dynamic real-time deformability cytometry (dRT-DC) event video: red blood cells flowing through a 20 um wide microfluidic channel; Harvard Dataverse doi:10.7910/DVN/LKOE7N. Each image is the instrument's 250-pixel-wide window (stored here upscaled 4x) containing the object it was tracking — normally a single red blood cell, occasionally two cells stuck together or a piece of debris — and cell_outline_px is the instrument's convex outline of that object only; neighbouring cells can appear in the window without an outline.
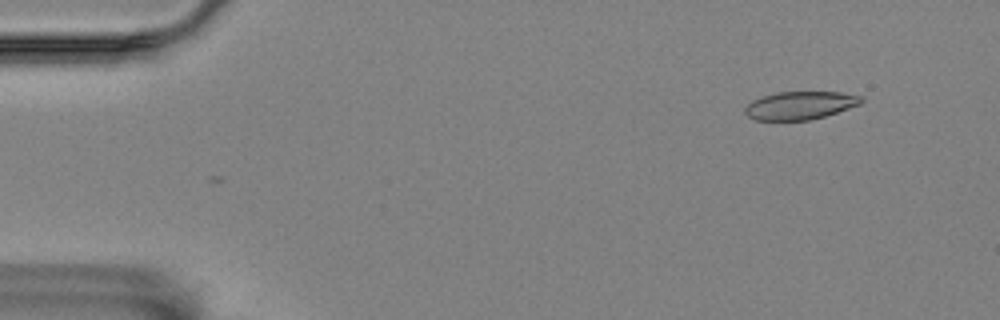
{"species": "Egyptian fruit bat (a non-hibernating species)", "species_latin": "Rousettus aegyptiacus", "temperature_condition": "room temperature", "stored_images_in_passage": 2, "camera_frame_rate_fps": 3000, "um_per_image_px": 0.085, "animal": {"sex": "female"}, "frame": {"image": 1, "passage_image": 1, "time_ms": 0.0, "image_size_px": [1000, 320], "cell_outline_px": [[864, 100], [860, 104], [824, 116], [808, 120], [756, 120], [748, 116], [744, 112], [744, 108], [752, 100], [776, 92], [840, 92], [860, 96]], "centroid_in_image_um": [67.98, 8.96], "position_along_channel_um": 17.0, "area_um2": 18.79}}